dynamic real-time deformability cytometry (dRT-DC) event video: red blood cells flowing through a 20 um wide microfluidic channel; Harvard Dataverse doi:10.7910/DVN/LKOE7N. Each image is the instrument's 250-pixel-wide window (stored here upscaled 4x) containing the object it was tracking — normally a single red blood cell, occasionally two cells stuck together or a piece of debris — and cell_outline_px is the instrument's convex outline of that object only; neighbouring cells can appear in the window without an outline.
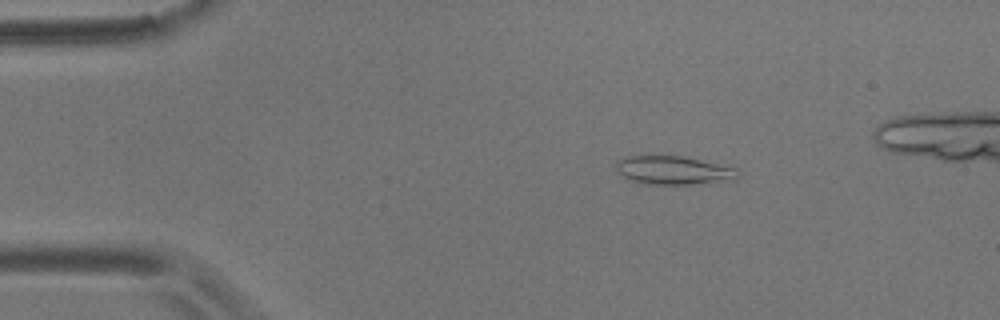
{"species": "common noctule bat (a hibernating species)", "species_latin": "Nyctalus noctula", "temperature_condition": "room temperature", "stored_images_in_passage": 37, "camera_frame_rate_fps": 3000, "um_per_image_px": 0.085, "animal": {"sex": "male", "body_mass_g": 17.9}, "frame": {"image": 1, "passage_image": 1, "time_ms": 0.0, "image_size_px": [1000, 320], "cell_outline_px": [[740, 176], [736, 180], [692, 184], [644, 184], [632, 180], [624, 176], [616, 168], [616, 164], [624, 156], [680, 156], [700, 160], [736, 168], [740, 172]], "centroid_in_image_um": [57.3, 14.48], "position_along_channel_um": 27.7, "area_um2": 20.06}}
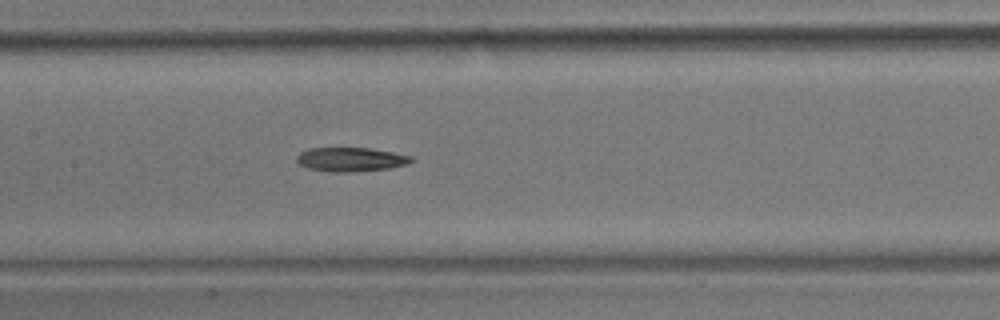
{"frame": {"image": 2, "passage_image": 18, "time_ms": 5.667, "image_size_px": [1000, 320], "cell_outline_px": [[412, 160], [408, 164], [388, 168], [348, 172], [328, 172], [308, 168], [300, 164], [296, 160], [296, 156], [300, 152], [308, 148], [368, 148], [392, 152], [412, 156]], "centroid_in_image_um": [29.77, 13.55], "position_along_channel_um": 177.6, "area_um2": 15.95}}
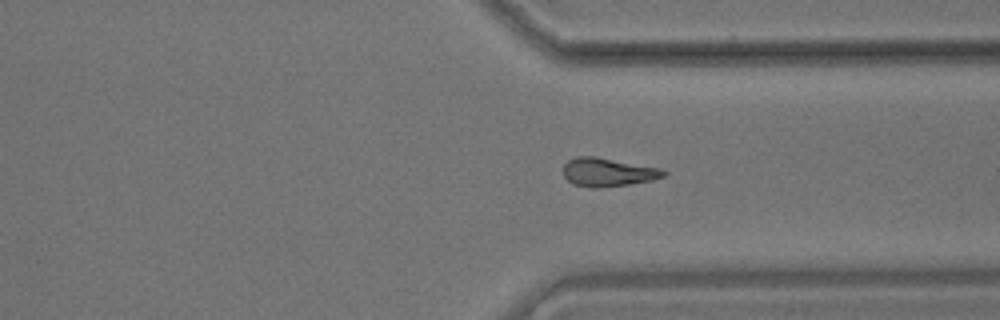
{"frame": {"image": 3, "passage_image": 33, "time_ms": 10.667, "image_size_px": [1000, 320], "cell_outline_px": [[668, 172], [664, 176], [652, 180], [628, 184], [596, 188], [592, 188], [572, 184], [564, 176], [564, 164], [568, 160], [576, 156], [596, 156], [660, 168]], "centroid_in_image_um": [51.65, 14.63], "position_along_channel_um": 359.7, "area_um2": 16.65}}